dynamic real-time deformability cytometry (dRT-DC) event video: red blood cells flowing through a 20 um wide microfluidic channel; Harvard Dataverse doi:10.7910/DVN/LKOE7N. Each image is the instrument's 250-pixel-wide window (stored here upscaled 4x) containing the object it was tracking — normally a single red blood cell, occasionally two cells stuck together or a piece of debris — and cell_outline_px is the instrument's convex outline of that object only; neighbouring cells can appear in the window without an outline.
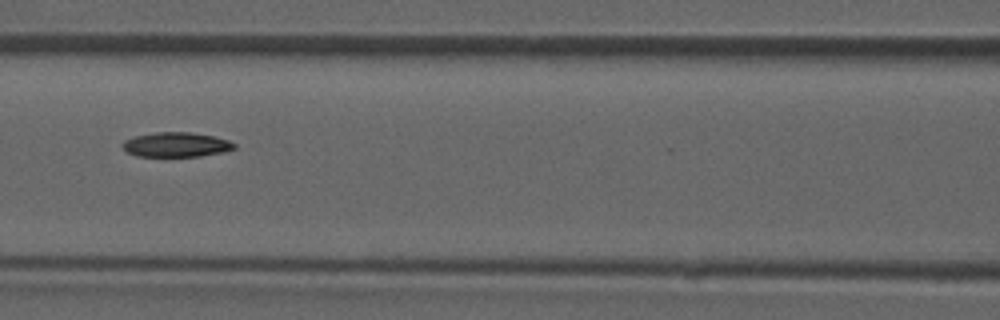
{"species": "common noctule bat (a hibernating species)", "species_latin": "Nyctalus noctula", "temperature_condition": "room temperature", "stored_images_in_passage": 47, "camera_frame_rate_fps": 3000, "um_per_image_px": 0.085, "animal": {"sex": "male", "forearm_length_mm": 52.5}, "frame": {"image": 1, "passage_image": 21, "time_ms": 6.667, "image_size_px": [1000, 320], "cell_outline_px": [[236, 148], [220, 152], [200, 156], [136, 156], [128, 152], [120, 144], [124, 140], [132, 136], [156, 132], [188, 132], [216, 136], [228, 140], [236, 144]], "centroid_in_image_um": [14.95, 12.28], "position_along_channel_um": 151.7, "area_um2": 16.07}}